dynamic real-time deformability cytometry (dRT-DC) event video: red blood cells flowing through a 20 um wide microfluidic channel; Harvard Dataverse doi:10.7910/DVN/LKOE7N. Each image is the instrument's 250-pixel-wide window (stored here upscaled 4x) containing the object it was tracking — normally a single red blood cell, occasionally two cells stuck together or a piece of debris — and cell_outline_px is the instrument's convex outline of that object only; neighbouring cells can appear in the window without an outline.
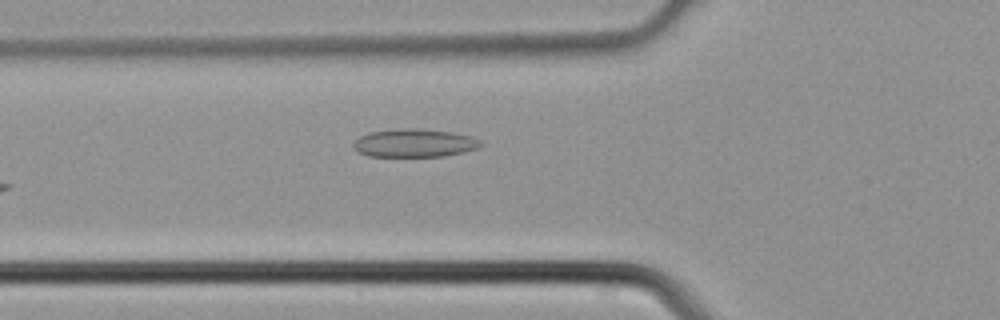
{"species": "common noctule bat (a hibernating species)", "species_latin": "Nyctalus noctula", "temperature_condition": "cold", "stored_images_in_passage": 3, "camera_frame_rate_fps": 3000, "um_per_image_px": 0.085, "animal": {"sex": "male", "body_mass_g": 21.5, "forearm_length_mm": 52.0}, "frame": {"image": 1, "passage_image": 3, "time_ms": 0.667, "image_size_px": [1000, 320], "cell_outline_px": [[484, 144], [476, 148], [464, 152], [444, 156], [368, 156], [360, 152], [352, 144], [360, 136], [368, 132], [400, 128], [412, 128], [452, 132], [472, 136], [480, 140]], "centroid_in_image_um": [35.25, 12.15], "position_along_channel_um": 90.6, "area_um2": 20.81}}